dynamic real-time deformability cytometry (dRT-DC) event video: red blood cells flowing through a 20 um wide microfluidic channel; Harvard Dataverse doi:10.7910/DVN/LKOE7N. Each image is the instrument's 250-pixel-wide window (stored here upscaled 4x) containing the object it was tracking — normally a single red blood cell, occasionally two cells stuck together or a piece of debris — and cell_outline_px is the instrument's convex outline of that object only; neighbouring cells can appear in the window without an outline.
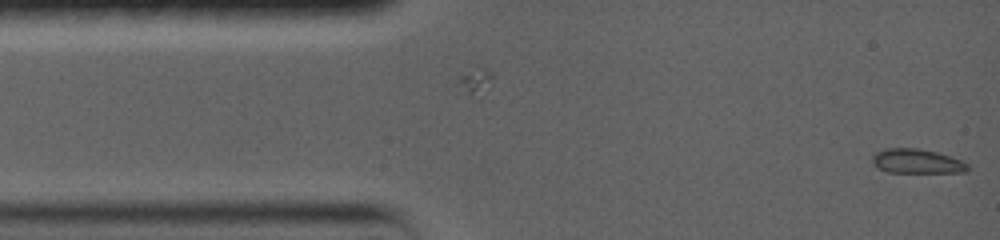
{"species": "common noctule bat (a hibernating species)", "species_latin": "Nyctalus noctula", "temperature_condition": "warm", "stored_images_in_passage": 6, "camera_frame_rate_fps": 5000, "um_per_image_px": 0.085, "animal": {"sex": "female", "body_mass_g": 19.0, "forearm_length_mm": 56.7}, "frame": {"image": 1, "passage_image": 6, "time_ms": 1.8, "image_size_px": [1000, 240], "cell_outline_px": [[968, 168], [964, 172], [888, 172], [880, 168], [872, 160], [872, 156], [876, 152], [888, 148], [916, 148], [936, 152], [960, 160], [968, 164]], "centroid_in_image_um": [77.92, 13.7], "position_along_channel_um": 7.1, "area_um2": 13.18}}